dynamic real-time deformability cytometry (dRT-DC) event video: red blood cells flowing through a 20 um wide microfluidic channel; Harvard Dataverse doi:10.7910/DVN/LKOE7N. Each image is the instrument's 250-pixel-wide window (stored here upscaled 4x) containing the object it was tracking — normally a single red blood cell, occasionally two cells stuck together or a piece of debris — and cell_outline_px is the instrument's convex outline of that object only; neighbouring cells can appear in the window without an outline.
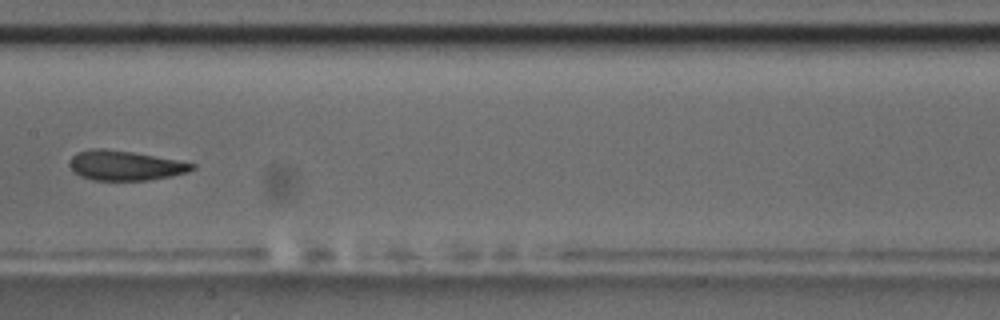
{"species": "common noctule bat (a hibernating species)", "species_latin": "Nyctalus noctula", "temperature_condition": "room temperature", "stored_images_in_passage": 9, "camera_frame_rate_fps": 3000, "um_per_image_px": 0.085, "animal": {"sex": "male", "body_mass_g": 17.5, "forearm_length_mm": 52.3}, "frame": {"image": 1, "passage_image": 9, "time_ms": 9.667, "image_size_px": [1000, 320], "cell_outline_px": [[196, 168], [188, 172], [172, 176], [148, 180], [92, 180], [80, 176], [72, 172], [68, 164], [72, 156], [76, 152], [92, 148], [104, 148], [132, 152], [176, 160], [196, 164]], "centroid_in_image_um": [10.59, 14.07], "position_along_channel_um": 196.8, "area_um2": 21.39}}